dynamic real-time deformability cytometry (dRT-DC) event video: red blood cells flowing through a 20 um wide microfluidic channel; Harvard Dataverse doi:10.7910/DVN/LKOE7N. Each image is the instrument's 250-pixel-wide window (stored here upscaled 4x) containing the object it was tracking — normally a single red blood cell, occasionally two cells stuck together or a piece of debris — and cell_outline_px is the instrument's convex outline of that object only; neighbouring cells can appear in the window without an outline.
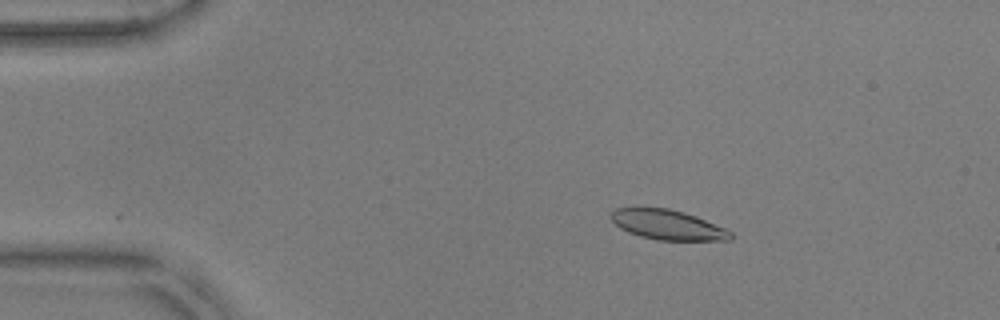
{"species": "common noctule bat (a hibernating species)", "species_latin": "Nyctalus noctula", "temperature_condition": "warm", "stored_images_in_passage": 42, "camera_frame_rate_fps": 3000, "um_per_image_px": 0.085, "animal": {"sex": "male", "body_mass_g": 17.9, "forearm_length_mm": 54.2}, "frame": {"image": 1, "passage_image": 9, "time_ms": 2.667, "image_size_px": [1000, 320], "cell_outline_px": [[732, 240], [656, 240], [640, 236], [628, 232], [620, 228], [612, 220], [612, 212], [616, 208], [668, 208], [684, 212], [696, 216], [724, 228], [732, 232]], "centroid_in_image_um": [56.76, 19.11], "position_along_channel_um": 28.2, "area_um2": 20.58}}
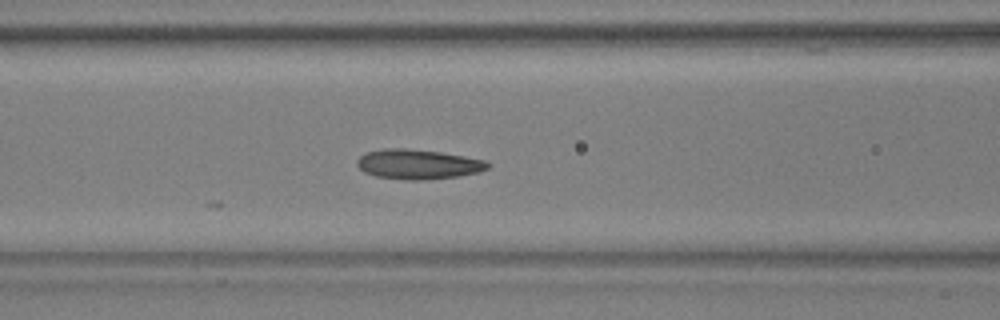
{"frame": {"image": 2, "passage_image": 22, "time_ms": 7.0, "image_size_px": [1000, 320], "cell_outline_px": [[488, 168], [480, 172], [460, 176], [416, 180], [404, 180], [376, 176], [364, 172], [356, 164], [356, 160], [360, 156], [368, 152], [384, 148], [404, 148], [440, 152], [464, 156], [484, 160], [488, 164]], "centroid_in_image_um": [35.51, 13.96], "position_along_channel_um": 131.1, "area_um2": 22.54}}
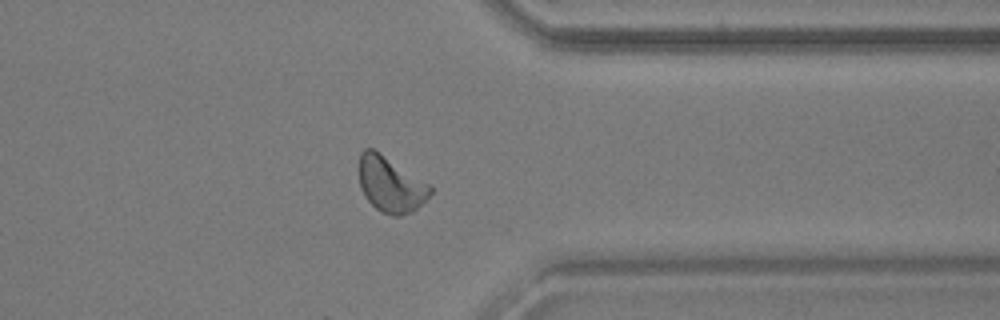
{"frame": {"image": 3, "passage_image": 42, "time_ms": 13.667, "image_size_px": [1000, 320], "cell_outline_px": [[432, 192], [412, 212], [400, 216], [392, 216], [380, 212], [364, 196], [360, 188], [360, 152], [364, 148], [372, 148], [428, 184], [432, 188]], "centroid_in_image_um": [33.17, 15.71], "position_along_channel_um": 378.2, "area_um2": 22.48}, "authors_computed_cell_mechanics": {"area_um2": 21.7906, "velocity_mm_per_s": 3.7995, "shape_relaxation_time_tau1_ms": 2.3935, "shape_relaxation_time_tau2_ms": 1.8291, "deformation_change_tau1": 0.1123, "deformation_change_tau2": 0.0751}}